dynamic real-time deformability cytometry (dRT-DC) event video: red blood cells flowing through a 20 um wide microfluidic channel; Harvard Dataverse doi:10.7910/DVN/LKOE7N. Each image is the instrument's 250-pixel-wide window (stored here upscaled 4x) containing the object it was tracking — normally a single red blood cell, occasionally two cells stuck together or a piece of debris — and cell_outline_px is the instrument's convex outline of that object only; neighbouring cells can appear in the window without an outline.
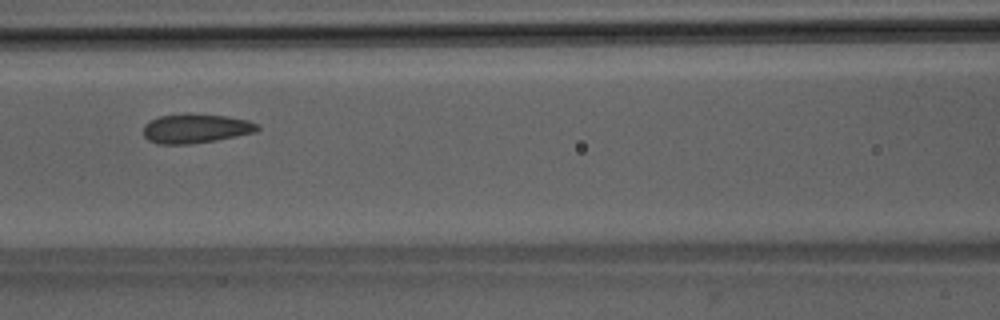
{"species": "Egyptian fruit bat (a non-hibernating species)", "species_latin": "Rousettus aegyptiacus", "temperature_condition": "room temperature", "stored_images_in_passage": 5, "camera_frame_rate_fps": 3000, "um_per_image_px": 0.085, "animal": {"sex": "male"}, "frame": {"image": 1, "passage_image": 5, "time_ms": 4.667, "image_size_px": [1000, 320], "cell_outline_px": [[260, 128], [256, 132], [216, 140], [188, 144], [156, 144], [148, 140], [144, 136], [144, 124], [160, 116], [188, 112], [224, 116], [248, 120], [260, 124]], "centroid_in_image_um": [16.64, 10.91], "position_along_channel_um": 150.0, "area_um2": 19.65}}